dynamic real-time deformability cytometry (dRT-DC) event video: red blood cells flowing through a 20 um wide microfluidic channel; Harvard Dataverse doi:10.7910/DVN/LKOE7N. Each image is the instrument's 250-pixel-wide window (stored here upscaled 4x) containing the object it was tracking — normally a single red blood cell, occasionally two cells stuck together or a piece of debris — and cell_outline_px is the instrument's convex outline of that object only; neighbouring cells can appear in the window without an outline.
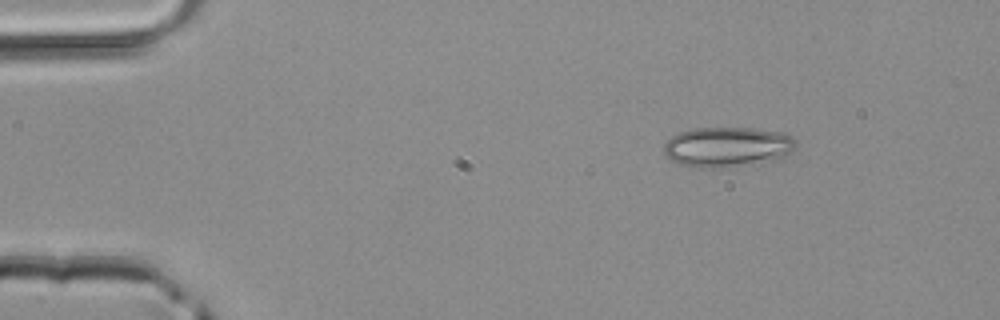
{"species": "common noctule bat (a hibernating species)", "species_latin": "Nyctalus noctula", "temperature_condition": "room temperature", "stored_images_in_passage": 2, "camera_frame_rate_fps": 3000, "um_per_image_px": 0.085, "animal": {"sex": "male", "body_mass_g": 20.4}, "frame": {"image": 1, "passage_image": 1, "time_ms": 0.0, "image_size_px": [1000, 320], "cell_outline_px": [[796, 148], [780, 160], [732, 168], [704, 168], [680, 164], [672, 160], [664, 152], [664, 144], [672, 136], [680, 132], [696, 128], [752, 128], [780, 132], [792, 136], [796, 140]], "centroid_in_image_um": [61.89, 12.51], "position_along_channel_um": 23.1, "area_um2": 31.27}}